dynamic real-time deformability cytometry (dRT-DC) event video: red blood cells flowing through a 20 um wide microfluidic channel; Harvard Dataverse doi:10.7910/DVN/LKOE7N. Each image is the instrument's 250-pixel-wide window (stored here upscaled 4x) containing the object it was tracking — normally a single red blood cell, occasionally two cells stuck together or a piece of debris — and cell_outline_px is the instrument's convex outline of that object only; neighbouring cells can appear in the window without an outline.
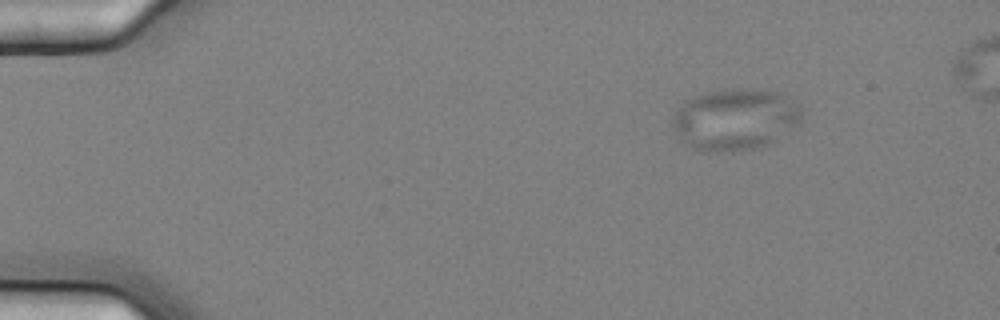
{"species": "common noctule bat (a hibernating species)", "species_latin": "Nyctalus noctula", "temperature_condition": "cold", "stored_images_in_passage": 5, "segment_of_instrument_passage": [1, 2], "camera_frame_rate_fps": 3000, "um_per_image_px": 0.085, "animal": {"sex": "female", "body_mass_g": 25.1}, "frame": {"image": 1, "passage_image": 1, "time_ms": 0.0, "image_size_px": [1000, 320], "cell_outline_px": [[800, 124], [776, 140], [752, 148], [732, 152], [704, 152], [692, 148], [684, 144], [676, 136], [672, 124], [672, 120], [680, 104], [684, 100], [708, 92], [732, 88], [752, 88], [776, 92], [788, 96], [800, 104]], "centroid_in_image_um": [62.46, 10.15], "position_along_channel_um": 22.5, "area_um2": 46.76}}